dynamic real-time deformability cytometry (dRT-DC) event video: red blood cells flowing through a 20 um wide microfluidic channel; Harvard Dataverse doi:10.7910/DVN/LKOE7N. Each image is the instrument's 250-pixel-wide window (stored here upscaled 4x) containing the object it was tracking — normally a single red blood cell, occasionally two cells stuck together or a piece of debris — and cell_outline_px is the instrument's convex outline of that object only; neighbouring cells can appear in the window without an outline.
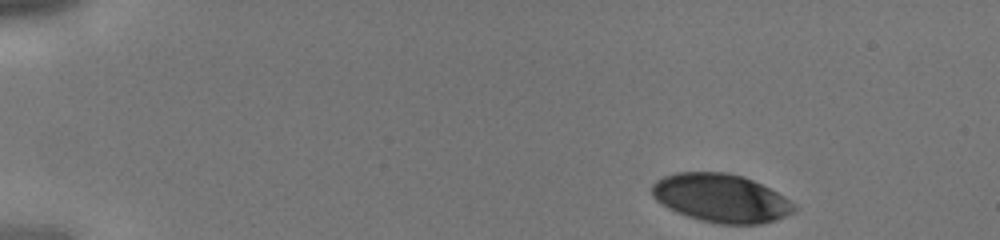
{"species": "human", "species_latin": "Homo sapiens", "temperature_condition": "cold", "stored_images_in_passage": 38, "camera_frame_rate_fps": 3000, "um_per_image_px": 0.085, "donor": {"sex": "male"}, "frame": {"image": 1, "passage_image": 1, "time_ms": 0.0, "image_size_px": [1000, 240], "cell_outline_px": [[796, 208], [792, 212], [776, 220], [764, 224], [720, 224], [700, 220], [676, 212], [668, 208], [656, 200], [652, 196], [652, 184], [656, 180], [664, 176], [676, 172], [728, 172], [744, 176], [784, 196], [796, 204]], "centroid_in_image_um": [61.27, 16.84], "position_along_channel_um": 23.7, "area_um2": 40.11}}
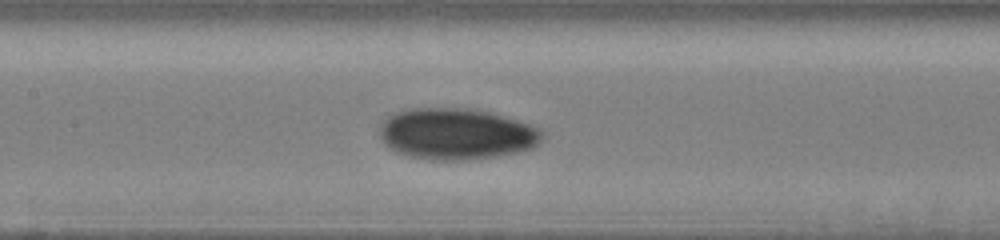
{"frame": {"image": 2, "passage_image": 17, "time_ms": 5.333, "image_size_px": [1000, 240], "cell_outline_px": [[544, 132], [540, 144], [532, 148], [516, 152], [496, 156], [468, 160], [432, 160], [408, 156], [396, 152], [388, 148], [380, 140], [380, 124], [388, 116], [396, 112], [408, 108], [468, 108], [492, 112], [540, 128]], "centroid_in_image_um": [38.77, 11.38], "position_along_channel_um": 168.6, "area_um2": 49.01}}
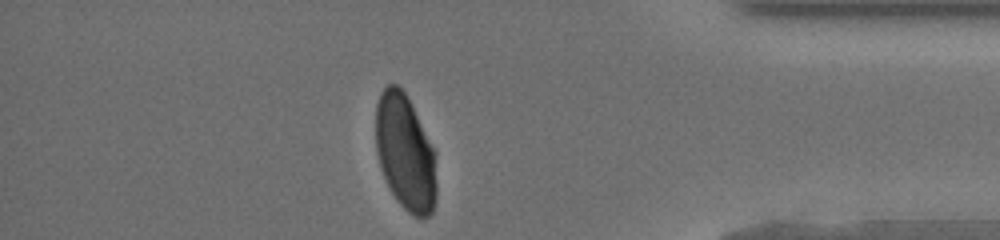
{"frame": {"image": 3, "passage_image": 33, "time_ms": 10.667, "image_size_px": [1000, 240], "cell_outline_px": [[436, 196], [432, 212], [428, 216], [416, 216], [408, 212], [400, 204], [392, 192], [380, 168], [376, 152], [376, 104], [380, 92], [388, 84], [396, 84], [404, 92], [436, 152]], "centroid_in_image_um": [34.44, 12.96], "position_along_channel_um": 400.8, "area_um2": 40.81}}